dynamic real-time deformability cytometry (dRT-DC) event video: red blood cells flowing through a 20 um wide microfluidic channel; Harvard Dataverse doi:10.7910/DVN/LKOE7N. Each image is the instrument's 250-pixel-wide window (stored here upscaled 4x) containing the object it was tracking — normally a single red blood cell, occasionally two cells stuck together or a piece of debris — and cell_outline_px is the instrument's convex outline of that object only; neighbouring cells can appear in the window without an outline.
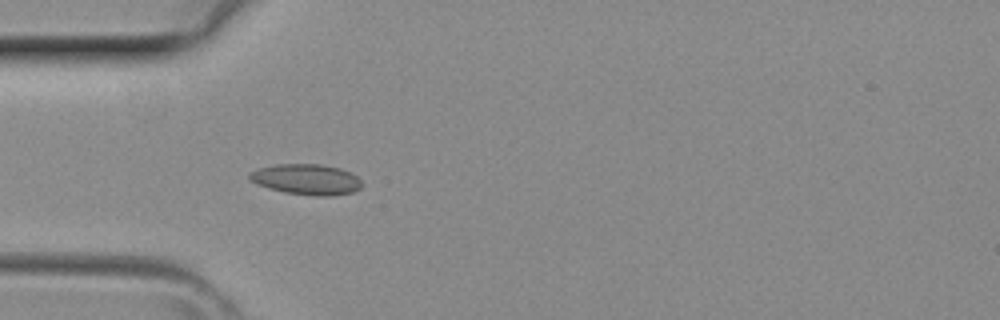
{"species": "common noctule bat (a hibernating species)", "species_latin": "Nyctalus noctula", "temperature_condition": "room temperature", "stored_images_in_passage": 1, "camera_frame_rate_fps": 3000, "um_per_image_px": 0.085, "animal": {"sex": "female", "body_mass_g": 29.2, "forearm_length_mm": 56.3}, "frame": {"image": 1, "passage_image": 1, "time_ms": 0.0, "image_size_px": [1000, 320], "cell_outline_px": [[364, 184], [360, 188], [352, 192], [332, 196], [316, 196], [284, 192], [268, 188], [256, 184], [248, 176], [248, 172], [260, 168], [276, 164], [320, 164], [340, 168], [356, 176]], "centroid_in_image_um": [26.05, 15.25], "position_along_channel_um": 59.0, "area_um2": 20.06}}